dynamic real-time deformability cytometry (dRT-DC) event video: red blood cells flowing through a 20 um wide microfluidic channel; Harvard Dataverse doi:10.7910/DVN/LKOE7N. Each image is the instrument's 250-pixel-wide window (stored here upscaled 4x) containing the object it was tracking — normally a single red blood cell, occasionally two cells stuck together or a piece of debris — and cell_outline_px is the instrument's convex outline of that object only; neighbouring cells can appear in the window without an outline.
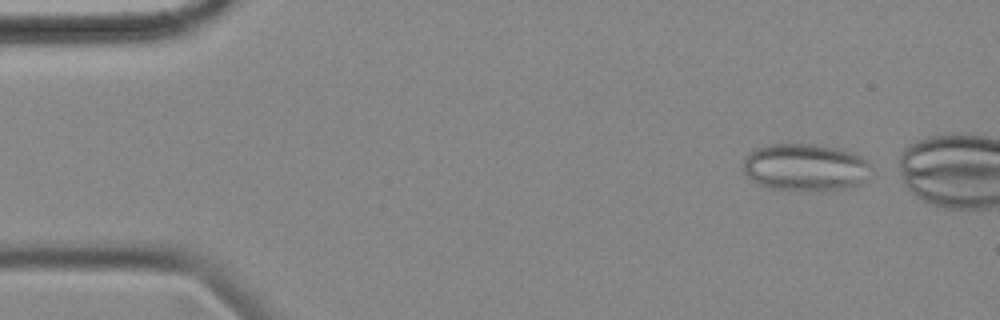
{"species": "common noctule bat (a hibernating species)", "species_latin": "Nyctalus noctula", "temperature_condition": "cold", "stored_images_in_passage": 46, "camera_frame_rate_fps": 3000, "um_per_image_px": 0.085, "animal": {"sex": "female", "body_mass_g": 18.4}, "frame": {"image": 1, "passage_image": 2, "time_ms": 0.333, "image_size_px": [1000, 320], "cell_outline_px": [[872, 172], [860, 184], [844, 188], [772, 188], [760, 184], [748, 176], [744, 172], [744, 160], [748, 152], [752, 148], [768, 144], [816, 144], [840, 148], [852, 152], [868, 160], [872, 164]], "centroid_in_image_um": [68.48, 14.15], "position_along_channel_um": 16.5, "area_um2": 34.8}}
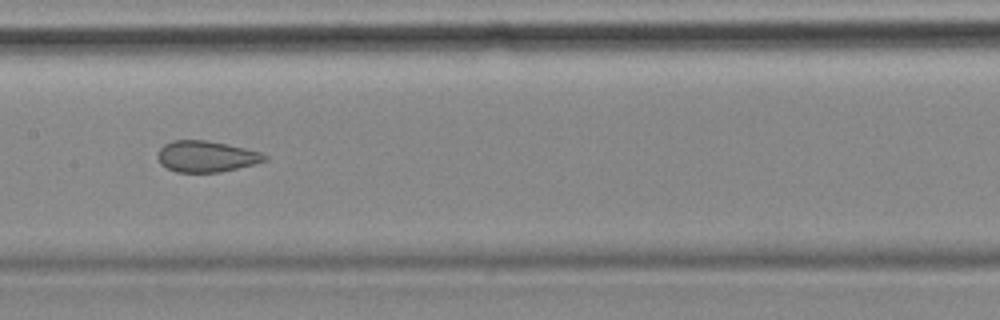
{"frame": {"image": 2, "passage_image": 24, "time_ms": 7.667, "image_size_px": [1000, 320], "cell_outline_px": [[268, 160], [220, 172], [176, 172], [160, 164], [156, 156], [160, 148], [164, 144], [172, 140], [204, 140], [228, 144], [260, 152], [268, 156]], "centroid_in_image_um": [17.5, 13.29], "position_along_channel_um": 189.9, "area_um2": 19.36}}
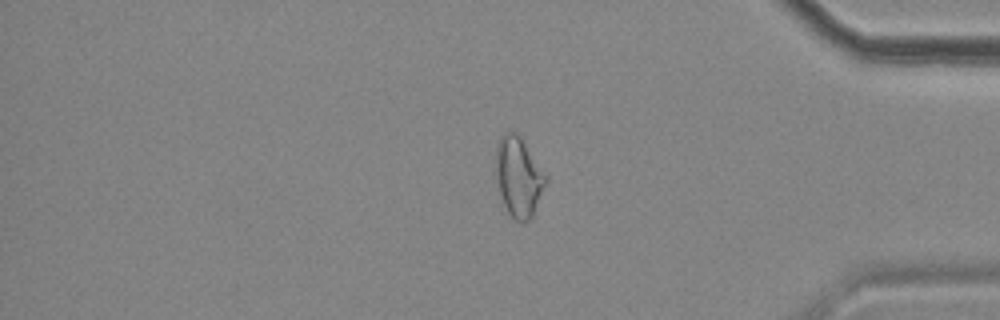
{"frame": {"image": 3, "passage_image": 43, "time_ms": 14.0, "image_size_px": [1000, 320], "cell_outline_px": [[548, 180], [532, 216], [528, 220], [516, 220], [508, 212], [504, 204], [500, 192], [496, 176], [496, 148], [500, 136], [504, 132], [516, 132], [520, 136], [548, 176]], "centroid_in_image_um": [44.09, 14.99], "position_along_channel_um": 391.1, "area_um2": 22.95}, "authors_computed_cell_mechanics": {"area_um2": 21.8195, "velocity_mm_per_s": 3.5714, "shape_relaxation_time_tau1_ms": null, "shape_relaxation_time_tau2_ms": 1.7145, "deformation_change_tau1": null, "deformation_change_tau2": 0.0908}}